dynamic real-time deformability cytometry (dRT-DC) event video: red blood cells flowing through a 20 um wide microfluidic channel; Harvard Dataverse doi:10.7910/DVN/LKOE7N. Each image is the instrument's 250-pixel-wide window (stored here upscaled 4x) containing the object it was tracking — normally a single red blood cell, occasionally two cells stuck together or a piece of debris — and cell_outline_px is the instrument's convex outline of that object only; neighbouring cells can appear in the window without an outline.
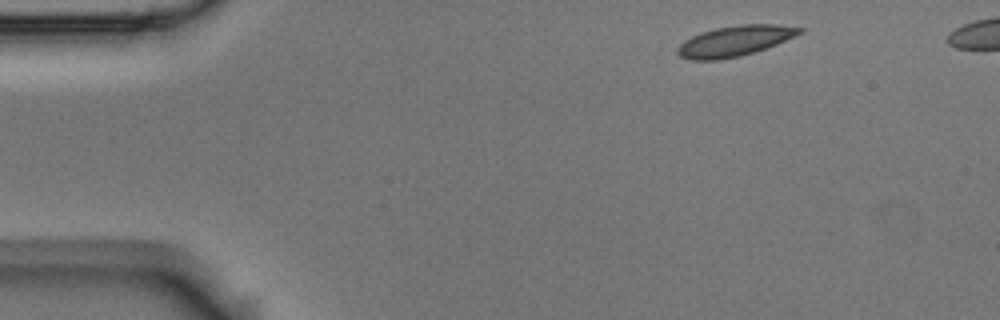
{"species": "Egyptian fruit bat (a non-hibernating species)", "species_latin": "Rousettus aegyptiacus", "temperature_condition": "room temperature", "stored_images_in_passage": 5, "camera_frame_rate_fps": 3000, "um_per_image_px": 0.085, "animal": {"sex": "male"}, "frame": {"image": 1, "passage_image": 1, "time_ms": 0.0, "image_size_px": [1000, 320], "cell_outline_px": [[804, 32], [776, 44], [756, 52], [740, 56], [716, 60], [692, 60], [680, 56], [676, 52], [676, 48], [684, 40], [700, 32], [716, 28], [740, 24], [776, 24], [804, 28]], "centroid_in_image_um": [62.45, 3.48], "position_along_channel_um": 22.5, "area_um2": 21.73}}
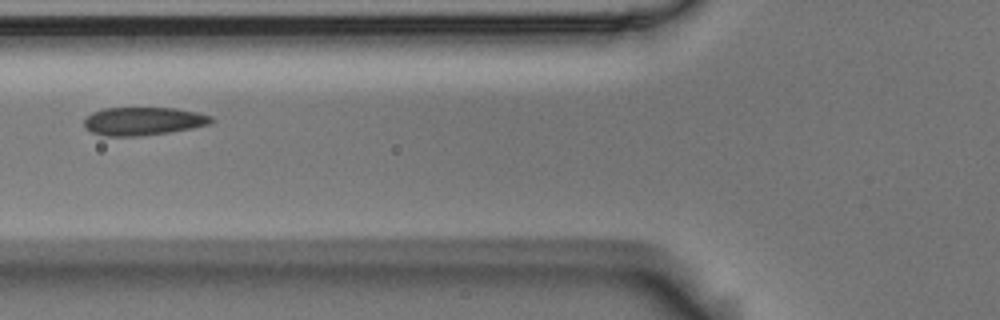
{"frame": {"image": 2, "passage_image": 5, "time_ms": 1.333, "image_size_px": [1000, 320], "cell_outline_px": [[216, 120], [212, 124], [192, 128], [168, 132], [140, 136], [104, 136], [92, 132], [84, 128], [84, 116], [92, 112], [104, 108], [176, 108], [196, 112], [212, 116]], "centroid_in_image_um": [12.17, 10.3], "position_along_channel_um": 113.6, "area_um2": 21.1}}